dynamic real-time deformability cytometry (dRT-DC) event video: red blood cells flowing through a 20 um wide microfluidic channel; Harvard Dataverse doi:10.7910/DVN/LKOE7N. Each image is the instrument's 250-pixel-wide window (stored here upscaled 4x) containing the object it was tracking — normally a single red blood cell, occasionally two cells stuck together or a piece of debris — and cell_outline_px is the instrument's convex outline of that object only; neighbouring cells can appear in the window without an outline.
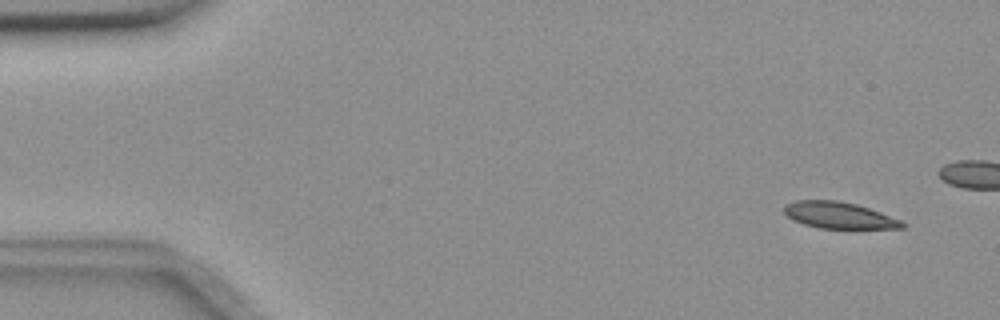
{"species": "common noctule bat (a hibernating species)", "species_latin": "Nyctalus noctula", "temperature_condition": "room temperature", "stored_images_in_passage": 5, "camera_frame_rate_fps": 3000, "um_per_image_px": 0.085, "animal": {"sex": "female", "body_mass_g": 18.4}, "frame": {"image": 1, "passage_image": 1, "time_ms": 0.0, "image_size_px": [1000, 320], "cell_outline_px": [[908, 224], [904, 228], [820, 228], [804, 224], [792, 220], [784, 212], [784, 204], [796, 200], [836, 200], [856, 204], [880, 212], [900, 220]], "centroid_in_image_um": [71.3, 18.29], "position_along_channel_um": 13.7, "area_um2": 18.15}}